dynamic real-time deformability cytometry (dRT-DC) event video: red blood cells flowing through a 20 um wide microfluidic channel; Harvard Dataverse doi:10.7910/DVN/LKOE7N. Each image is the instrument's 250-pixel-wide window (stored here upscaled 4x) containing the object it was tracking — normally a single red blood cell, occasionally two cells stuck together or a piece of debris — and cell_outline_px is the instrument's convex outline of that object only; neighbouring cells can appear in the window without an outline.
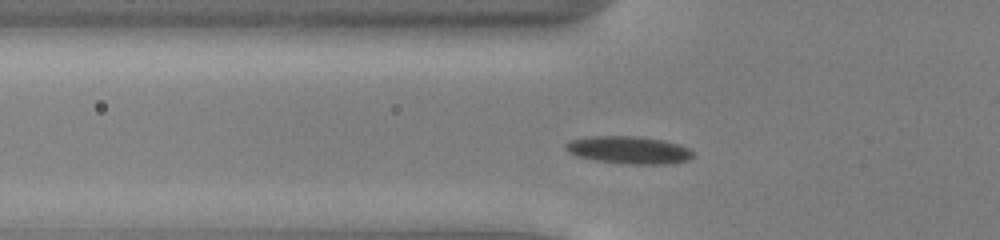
{"species": "common noctule bat (a hibernating species)", "species_latin": "Nyctalus noctula", "temperature_condition": "cold", "stored_images_in_passage": 44, "camera_frame_rate_fps": 3000, "um_per_image_px": 0.085, "animal": {"sex": "male", "body_mass_g": 13.0, "forearm_length_mm": 53.1}, "frame": {"image": 1, "passage_image": 9, "time_ms": 2.667, "image_size_px": [1000, 240], "cell_outline_px": [[692, 156], [688, 160], [672, 164], [624, 164], [596, 160], [576, 156], [568, 152], [564, 148], [564, 144], [572, 140], [592, 136], [636, 136], [664, 140], [680, 144], [688, 148], [692, 152]], "centroid_in_image_um": [53.45, 12.75], "position_along_channel_um": 72.4, "area_um2": 20.52}}
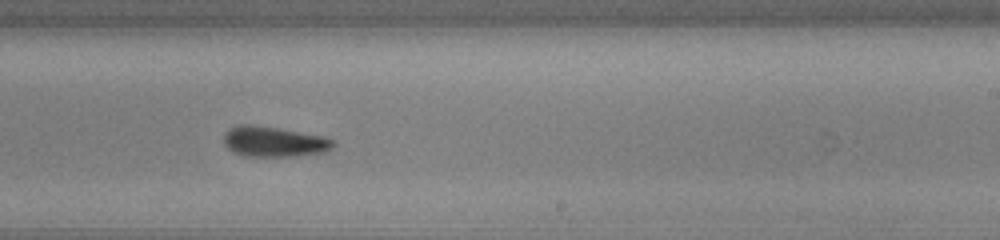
{"frame": {"image": 2, "passage_image": 24, "time_ms": 7.667, "image_size_px": [1000, 240], "cell_outline_px": [[336, 144], [328, 152], [296, 156], [244, 156], [228, 148], [224, 144], [224, 132], [228, 128], [236, 124], [248, 124], [280, 128], [324, 136], [332, 140]], "centroid_in_image_um": [23.29, 12.03], "position_along_channel_um": 265.7, "area_um2": 19.59}}
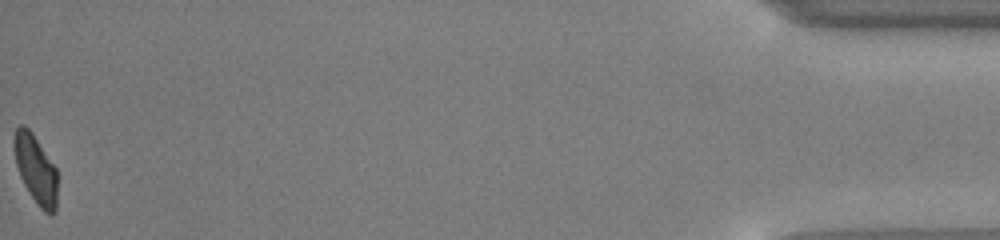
{"frame": {"image": 3, "passage_image": 44, "time_ms": 14.333, "image_size_px": [1000, 240], "cell_outline_px": [[56, 212], [52, 216], [44, 212], [40, 208], [28, 192], [20, 176], [16, 164], [12, 148], [12, 136], [16, 128], [20, 124], [24, 124], [32, 132], [56, 168]], "centroid_in_image_um": [3.0, 14.36], "position_along_channel_um": 432.2, "area_um2": 17.57}, "authors_computed_cell_mechanics": {"area_um2": 19.2474, "velocity_mm_per_s": 3.8846, "shape_relaxation_time_tau1_ms": 2.7848, "shape_relaxation_time_tau2_ms": 2.9607, "deformation_change_tau1": 0.1037, "deformation_change_tau2": 0.1004}}